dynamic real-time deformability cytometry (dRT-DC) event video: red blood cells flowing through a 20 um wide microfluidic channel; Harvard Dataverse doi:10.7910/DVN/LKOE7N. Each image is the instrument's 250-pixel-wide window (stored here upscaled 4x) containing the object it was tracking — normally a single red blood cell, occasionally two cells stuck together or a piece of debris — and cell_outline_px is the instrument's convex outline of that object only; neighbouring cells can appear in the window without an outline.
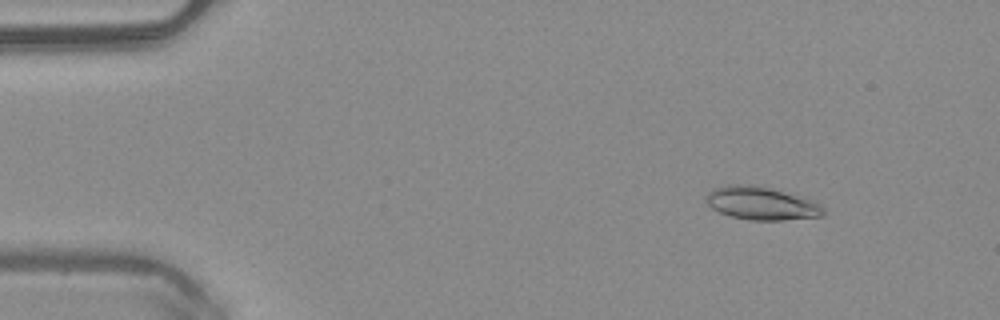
{"species": "common noctule bat (a hibernating species)", "species_latin": "Nyctalus noctula", "temperature_condition": "warm", "stored_images_in_passage": 50, "camera_frame_rate_fps": 3000, "um_per_image_px": 0.085, "animal": {"sex": "male", "body_mass_g": 20.4}, "frame": {"image": 1, "passage_image": 6, "time_ms": 1.667, "image_size_px": [1000, 320], "cell_outline_px": [[824, 216], [784, 220], [748, 220], [728, 216], [712, 208], [704, 200], [704, 196], [712, 188], [728, 184], [748, 184], [768, 188], [804, 196], [820, 204], [824, 208]], "centroid_in_image_um": [64.7, 17.28], "position_along_channel_um": 20.3, "area_um2": 22.95}}
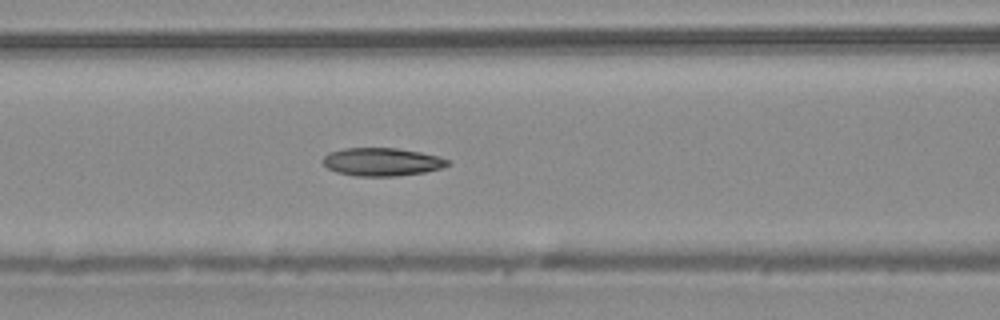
{"frame": {"image": 2, "passage_image": 21, "time_ms": 6.667, "image_size_px": [1000, 320], "cell_outline_px": [[448, 164], [440, 168], [424, 172], [396, 176], [356, 176], [336, 172], [328, 168], [320, 160], [328, 152], [344, 148], [396, 148], [420, 152], [440, 156], [448, 160]], "centroid_in_image_um": [32.41, 13.75], "position_along_channel_um": 134.2, "area_um2": 20.4}}
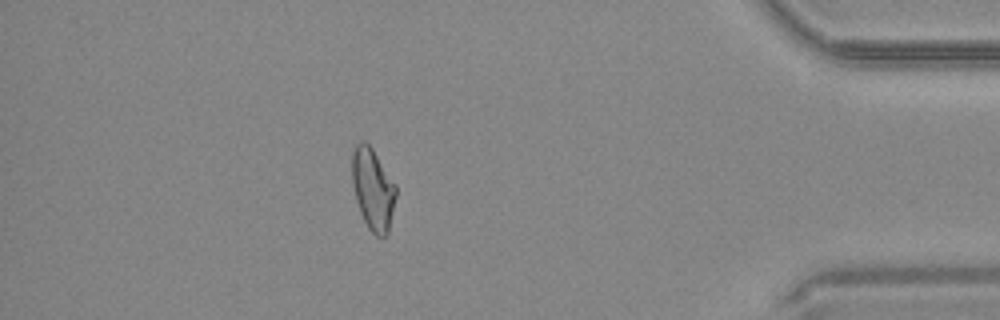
{"frame": {"image": 3, "passage_image": 44, "time_ms": 14.333, "image_size_px": [1000, 320], "cell_outline_px": [[396, 196], [388, 232], [384, 236], [376, 236], [368, 228], [360, 212], [356, 200], [352, 184], [352, 152], [356, 144], [360, 140], [364, 140], [372, 148], [396, 184]], "centroid_in_image_um": [31.69, 16.05], "position_along_channel_um": 403.5, "area_um2": 20.87}, "authors_computed_cell_mechanics": {"area_um2": 21.097, "velocity_mm_per_s": 4.0754, "shape_relaxation_time_tau1_ms": 7.8419, "shape_relaxation_time_tau2_ms": 3.4144, "deformation_change_tau1": 0.1873, "deformation_change_tau2": 0.0999}}